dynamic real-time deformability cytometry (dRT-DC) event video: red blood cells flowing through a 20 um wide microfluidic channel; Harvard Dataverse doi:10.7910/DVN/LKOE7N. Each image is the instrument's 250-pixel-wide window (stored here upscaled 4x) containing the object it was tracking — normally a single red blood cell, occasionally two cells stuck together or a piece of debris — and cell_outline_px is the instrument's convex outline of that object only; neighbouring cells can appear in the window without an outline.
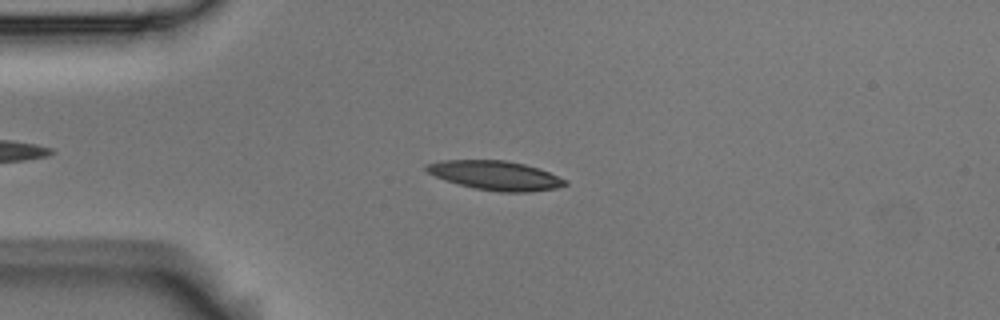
{"species": "Egyptian fruit bat (a non-hibernating species)", "species_latin": "Rousettus aegyptiacus", "temperature_condition": "room temperature", "stored_images_in_passage": 7, "camera_frame_rate_fps": 3000, "um_per_image_px": 0.085, "animal": {"sex": "male"}, "frame": {"image": 1, "passage_image": 3, "time_ms": 0.667, "image_size_px": [1000, 320], "cell_outline_px": [[568, 184], [556, 188], [528, 192], [500, 192], [476, 188], [444, 180], [428, 172], [424, 168], [424, 164], [440, 160], [504, 160], [524, 164], [548, 172], [568, 180]], "centroid_in_image_um": [42.1, 14.91], "position_along_channel_um": 42.9, "area_um2": 23.47}}
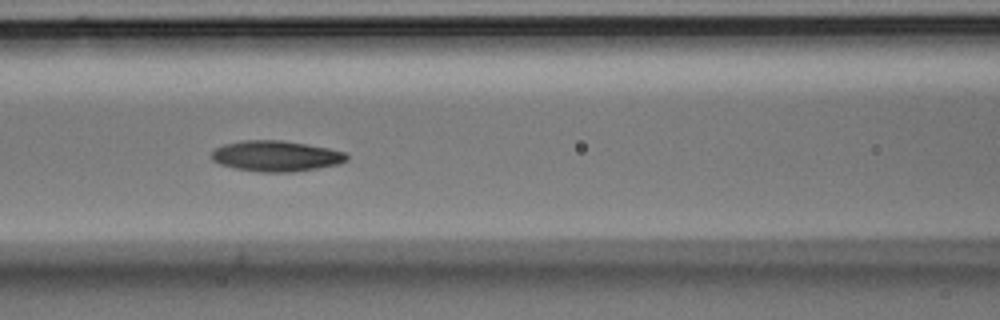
{"frame": {"image": 2, "passage_image": 6, "time_ms": 1.667, "image_size_px": [1000, 320], "cell_outline_px": [[348, 160], [340, 164], [292, 172], [260, 172], [236, 168], [220, 164], [212, 160], [212, 152], [216, 148], [224, 144], [244, 140], [284, 140], [328, 148], [348, 152]], "centroid_in_image_um": [23.5, 13.26], "position_along_channel_um": 143.1, "area_um2": 24.22}}
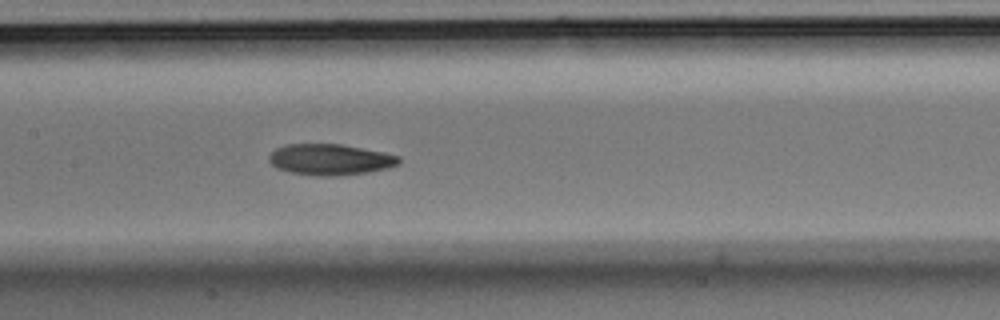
{"frame": {"image": 3, "passage_image": 7, "time_ms": 2.0, "image_size_px": [1000, 320], "cell_outline_px": [[400, 164], [388, 168], [368, 172], [340, 176], [316, 176], [288, 172], [276, 168], [268, 160], [268, 156], [276, 148], [288, 144], [340, 144], [384, 152], [400, 156]], "centroid_in_image_um": [28.07, 13.57], "position_along_channel_um": 179.3, "area_um2": 23.7}}